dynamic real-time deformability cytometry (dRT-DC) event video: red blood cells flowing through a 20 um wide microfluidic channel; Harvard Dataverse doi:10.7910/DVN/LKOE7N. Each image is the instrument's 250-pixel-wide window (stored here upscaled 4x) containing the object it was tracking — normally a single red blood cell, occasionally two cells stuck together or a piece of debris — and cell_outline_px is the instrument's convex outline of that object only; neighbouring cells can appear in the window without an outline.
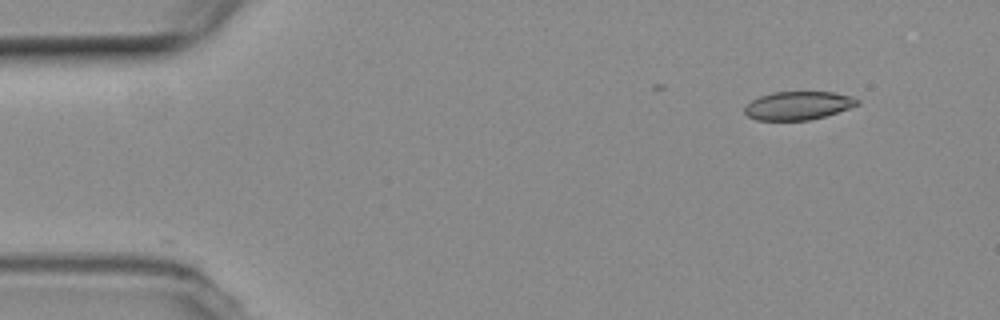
{"species": "common noctule bat (a hibernating species)", "species_latin": "Nyctalus noctula", "temperature_condition": "room temperature", "stored_images_in_passage": 5, "camera_frame_rate_fps": 3000, "um_per_image_px": 0.085, "animal": {"sex": "female", "body_mass_g": 19.3, "forearm_length_mm": 54.1}, "frame": {"image": 1, "passage_image": 1, "time_ms": 0.0, "image_size_px": [1000, 320], "cell_outline_px": [[860, 104], [824, 116], [808, 120], [756, 120], [748, 116], [744, 112], [744, 108], [752, 100], [760, 96], [772, 92], [832, 92], [852, 96], [860, 100]], "centroid_in_image_um": [67.84, 8.97], "position_along_channel_um": 17.2, "area_um2": 18.5}}